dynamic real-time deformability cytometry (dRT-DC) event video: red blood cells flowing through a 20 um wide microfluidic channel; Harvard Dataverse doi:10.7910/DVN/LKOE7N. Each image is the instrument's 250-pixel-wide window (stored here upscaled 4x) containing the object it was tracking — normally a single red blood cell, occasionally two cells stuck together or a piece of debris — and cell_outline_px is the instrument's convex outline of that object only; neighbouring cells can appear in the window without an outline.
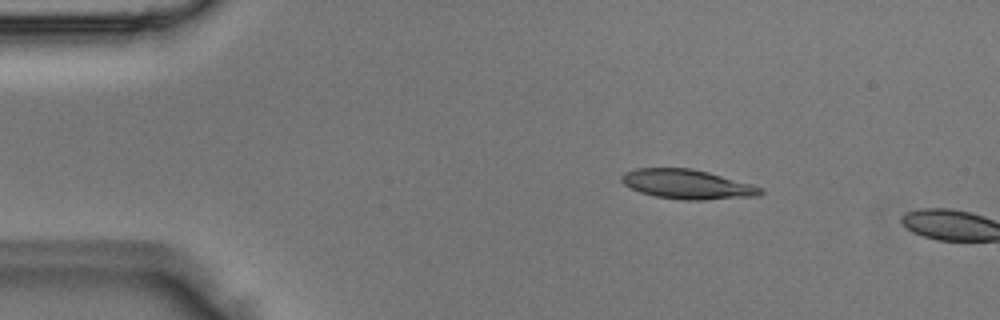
{"species": "Egyptian fruit bat (a non-hibernating species)", "species_latin": "Rousettus aegyptiacus", "temperature_condition": "room temperature", "stored_images_in_passage": 3, "camera_frame_rate_fps": 3000, "um_per_image_px": 0.085, "animal": {"sex": "male"}, "frame": {"image": 1, "passage_image": 2, "time_ms": 0.333, "image_size_px": [1000, 320], "cell_outline_px": [[764, 192], [760, 196], [704, 200], [680, 200], [656, 196], [640, 192], [624, 184], [620, 180], [620, 176], [624, 172], [636, 168], [692, 168], [708, 172], [752, 184], [764, 188]], "centroid_in_image_um": [58.44, 15.66], "position_along_channel_um": 26.6, "area_um2": 24.04}}